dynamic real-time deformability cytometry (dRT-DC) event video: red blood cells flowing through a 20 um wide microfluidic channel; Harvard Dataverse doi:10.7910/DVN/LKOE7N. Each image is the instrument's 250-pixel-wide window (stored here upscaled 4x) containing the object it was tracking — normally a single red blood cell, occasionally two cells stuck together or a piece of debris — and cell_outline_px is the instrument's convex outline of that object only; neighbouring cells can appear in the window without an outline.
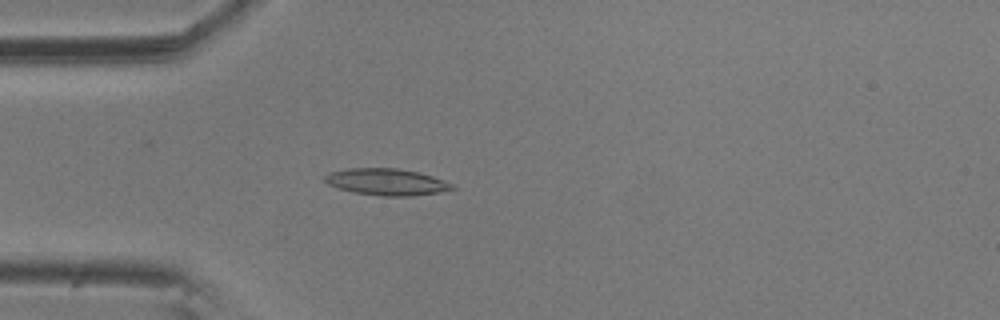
{"species": "common noctule bat (a hibernating species)", "species_latin": "Nyctalus noctula", "temperature_condition": "room temperature", "stored_images_in_passage": 57, "camera_frame_rate_fps": 3000, "um_per_image_px": 0.085, "animal": {"sex": "male", "body_mass_g": 20.5, "forearm_length_mm": 52.5}, "frame": {"image": 1, "passage_image": 16, "time_ms": 5.0, "image_size_px": [1000, 320], "cell_outline_px": [[456, 188], [440, 192], [408, 196], [384, 196], [356, 192], [340, 188], [328, 184], [324, 180], [324, 176], [328, 172], [348, 168], [400, 168], [432, 176], [444, 180], [452, 184]], "centroid_in_image_um": [32.85, 15.45], "position_along_channel_um": 52.1, "area_um2": 19.59}}
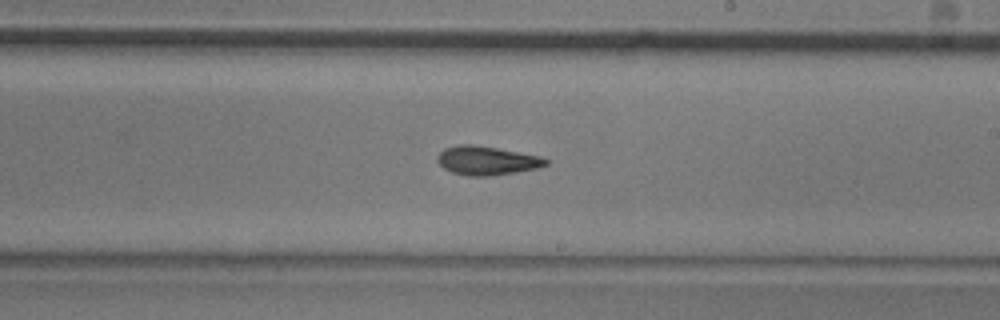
{"frame": {"image": 2, "passage_image": 33, "time_ms": 10.667, "image_size_px": [1000, 320], "cell_outline_px": [[552, 160], [548, 164], [536, 168], [516, 172], [488, 176], [468, 176], [452, 172], [444, 168], [436, 160], [436, 156], [444, 148], [460, 144], [472, 144], [496, 148], [540, 156]], "centroid_in_image_um": [41.37, 13.64], "position_along_channel_um": 247.6, "area_um2": 18.21}}
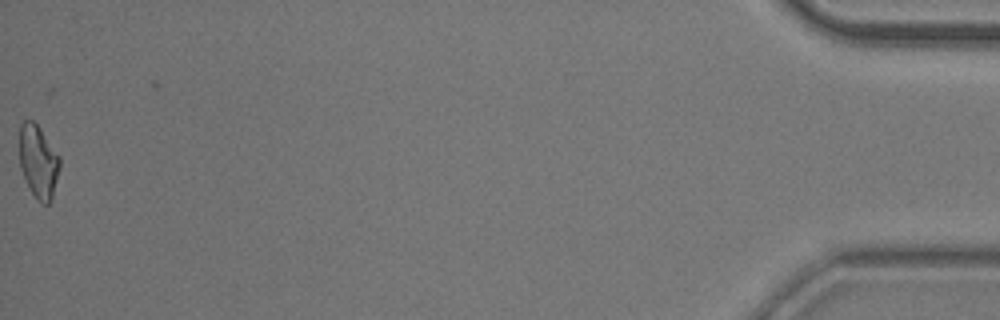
{"frame": {"image": 3, "passage_image": 57, "time_ms": 18.667, "image_size_px": [1000, 320], "cell_outline_px": [[60, 164], [52, 200], [48, 204], [40, 204], [36, 200], [20, 168], [20, 124], [24, 120], [32, 120], [40, 128], [60, 156]], "centroid_in_image_um": [3.27, 13.75], "position_along_channel_um": 431.9, "area_um2": 17.11}, "authors_computed_cell_mechanics": {"area_um2": 17.9758, "velocity_mm_per_s": 3.5636, "shape_relaxation_time_tau1_ms": 9.0455, "shape_relaxation_time_tau2_ms": 5.8791, "deformation_change_tau1": 0.1974, "deformation_change_tau2": 0.1441}}